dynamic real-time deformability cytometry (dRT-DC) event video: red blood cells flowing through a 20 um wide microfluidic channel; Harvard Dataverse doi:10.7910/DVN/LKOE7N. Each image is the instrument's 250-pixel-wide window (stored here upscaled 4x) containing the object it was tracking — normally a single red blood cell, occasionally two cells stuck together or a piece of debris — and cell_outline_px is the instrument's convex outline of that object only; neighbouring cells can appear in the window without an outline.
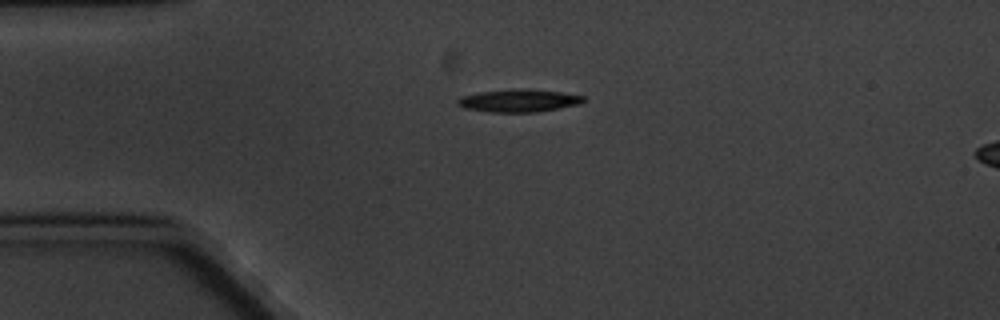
{"species": "common noctule bat (a hibernating species)", "species_latin": "Nyctalus noctula", "temperature_condition": "cold", "stored_images_in_passage": 3, "segment_of_instrument_passage": [1, 2], "camera_frame_rate_fps": 3000, "um_per_image_px": 0.085, "animal": {"sex": "male", "body_mass_g": 20.1, "forearm_length_mm": 53.5}, "frame": {"image": 1, "passage_image": 1, "time_ms": 0.0, "image_size_px": [1000, 320], "cell_outline_px": [[584, 100], [580, 104], [536, 112], [492, 112], [464, 108], [456, 104], [456, 100], [460, 96], [480, 92], [560, 92], [584, 96]], "centroid_in_image_um": [44.04, 8.62], "position_along_channel_um": 41.0, "area_um2": 15.37}}